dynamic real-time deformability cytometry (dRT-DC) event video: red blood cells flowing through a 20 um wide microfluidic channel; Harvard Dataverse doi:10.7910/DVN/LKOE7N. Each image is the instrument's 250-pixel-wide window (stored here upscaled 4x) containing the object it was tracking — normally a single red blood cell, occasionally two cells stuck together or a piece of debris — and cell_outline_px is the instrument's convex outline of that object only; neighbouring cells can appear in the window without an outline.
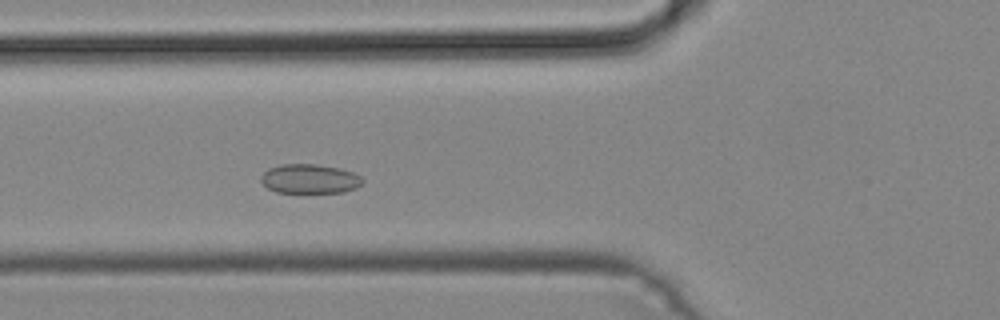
{"species": "common noctule bat (a hibernating species)", "species_latin": "Nyctalus noctula", "temperature_condition": "cold", "stored_images_in_passage": 23, "camera_frame_rate_fps": 3000, "um_per_image_px": 0.085, "animal": {"sex": "male", "body_mass_g": 19.2, "forearm_length_mm": 51.8}, "frame": {"image": 1, "passage_image": 12, "time_ms": 3.667, "image_size_px": [1000, 320], "cell_outline_px": [[364, 180], [356, 188], [344, 192], [276, 192], [268, 188], [260, 180], [260, 176], [268, 168], [280, 164], [316, 164], [340, 168], [352, 172], [360, 176]], "centroid_in_image_um": [26.31, 15.19], "position_along_channel_um": 99.5, "area_um2": 17.34}}
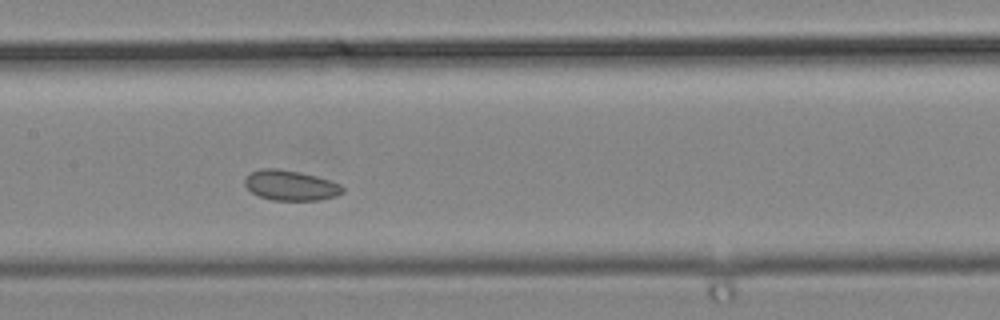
{"frame": {"image": 2, "passage_image": 18, "time_ms": 5.667, "image_size_px": [1000, 320], "cell_outline_px": [[344, 192], [336, 196], [320, 200], [272, 200], [260, 196], [252, 192], [244, 184], [244, 180], [252, 172], [260, 168], [276, 168], [300, 172], [316, 176], [340, 184], [344, 188]], "centroid_in_image_um": [24.71, 15.76], "position_along_channel_um": 182.7, "area_um2": 17.11}}
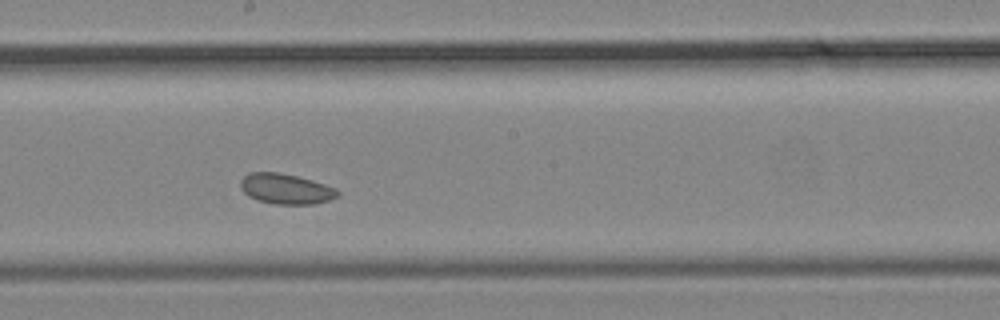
{"frame": {"image": 3, "passage_image": 21, "time_ms": 6.667, "image_size_px": [1000, 320], "cell_outline_px": [[340, 192], [336, 196], [328, 200], [316, 204], [276, 204], [260, 200], [248, 196], [240, 188], [240, 180], [248, 172], [280, 172], [312, 180], [336, 188]], "centroid_in_image_um": [24.27, 16.04], "position_along_channel_um": 223.9, "area_um2": 17.11}}